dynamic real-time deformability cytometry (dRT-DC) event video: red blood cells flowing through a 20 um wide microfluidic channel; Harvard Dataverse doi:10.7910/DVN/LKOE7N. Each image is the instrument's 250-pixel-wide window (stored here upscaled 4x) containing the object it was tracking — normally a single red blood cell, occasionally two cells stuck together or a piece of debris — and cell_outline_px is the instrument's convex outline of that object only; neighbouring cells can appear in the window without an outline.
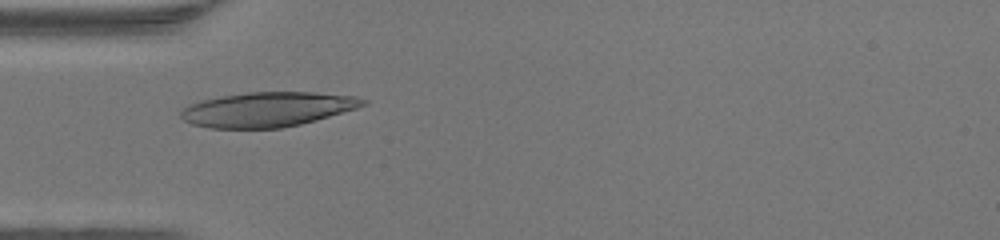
{"species": "human", "species_latin": "Homo sapiens", "temperature_condition": "warm", "stored_images_in_passage": 46, "camera_frame_rate_fps": 3000, "um_per_image_px": 0.085, "donor": {"sex": "female"}, "frame": {"image": 1, "passage_image": 13, "time_ms": 4.0, "image_size_px": [1000, 240], "cell_outline_px": [[368, 104], [356, 108], [316, 120], [300, 124], [280, 128], [212, 128], [192, 124], [184, 120], [180, 116], [180, 112], [188, 104], [220, 96], [248, 92], [316, 92], [356, 96], [368, 100]], "centroid_in_image_um": [22.75, 9.29], "position_along_channel_um": 62.2, "area_um2": 36.76}}
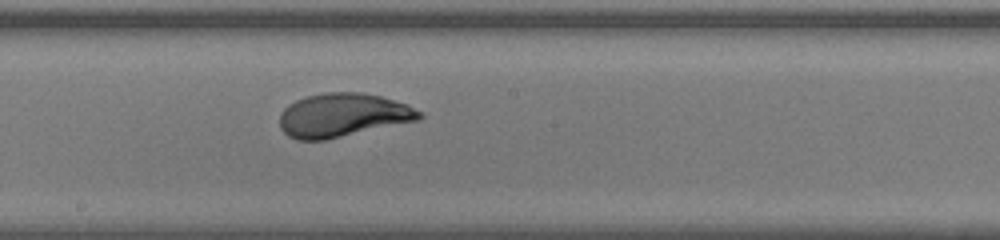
{"frame": {"image": 2, "passage_image": 24, "time_ms": 7.667, "image_size_px": [1000, 240], "cell_outline_px": [[424, 116], [420, 120], [324, 140], [296, 140], [288, 136], [280, 128], [280, 112], [288, 104], [296, 100], [308, 96], [324, 92], [360, 92], [380, 96], [408, 104], [424, 112]], "centroid_in_image_um": [29.16, 9.79], "position_along_channel_um": 219.0, "area_um2": 35.78}}
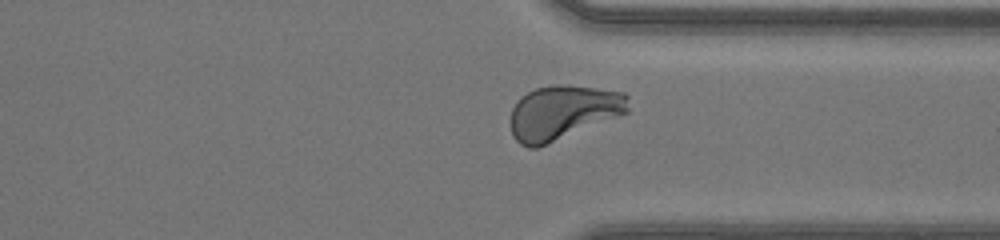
{"frame": {"image": 3, "passage_image": 34, "time_ms": 11.0, "image_size_px": [1000, 240], "cell_outline_px": [[628, 112], [536, 148], [528, 148], [520, 144], [512, 136], [512, 108], [516, 100], [520, 96], [536, 88], [556, 84], [596, 88], [624, 92], [628, 96]], "centroid_in_image_um": [47.83, 9.54], "position_along_channel_um": 363.6, "area_um2": 36.82}, "authors_computed_cell_mechanics": {"area_um2": 35.7493, "velocity_mm_per_s": 4.3193, "shape_relaxation_time_tau1_ms": 2.4241, "shape_relaxation_time_tau2_ms": null, "deformation_change_tau1": 0.1834, "deformation_change_tau2": null}}